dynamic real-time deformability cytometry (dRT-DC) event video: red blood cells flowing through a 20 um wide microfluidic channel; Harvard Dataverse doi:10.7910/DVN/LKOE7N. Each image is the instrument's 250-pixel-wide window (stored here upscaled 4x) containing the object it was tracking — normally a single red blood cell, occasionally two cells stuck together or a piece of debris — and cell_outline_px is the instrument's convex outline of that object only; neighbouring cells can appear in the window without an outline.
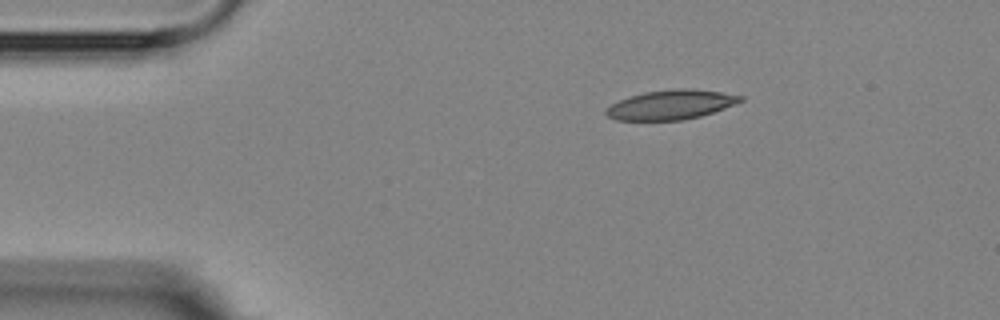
{"species": "Egyptian fruit bat (a non-hibernating species)", "species_latin": "Rousettus aegyptiacus", "temperature_condition": "room temperature", "stored_images_in_passage": 5, "camera_frame_rate_fps": 3000, "um_per_image_px": 0.085, "animal": {"sex": "female"}, "frame": {"image": 1, "passage_image": 5, "time_ms": 5.667, "image_size_px": [1000, 320], "cell_outline_px": [[744, 100], [736, 104], [700, 116], [684, 120], [616, 120], [608, 116], [604, 112], [612, 104], [628, 96], [644, 92], [676, 88], [692, 88], [720, 92], [744, 96]], "centroid_in_image_um": [57.05, 8.89], "position_along_channel_um": 28.0, "area_um2": 23.06}}